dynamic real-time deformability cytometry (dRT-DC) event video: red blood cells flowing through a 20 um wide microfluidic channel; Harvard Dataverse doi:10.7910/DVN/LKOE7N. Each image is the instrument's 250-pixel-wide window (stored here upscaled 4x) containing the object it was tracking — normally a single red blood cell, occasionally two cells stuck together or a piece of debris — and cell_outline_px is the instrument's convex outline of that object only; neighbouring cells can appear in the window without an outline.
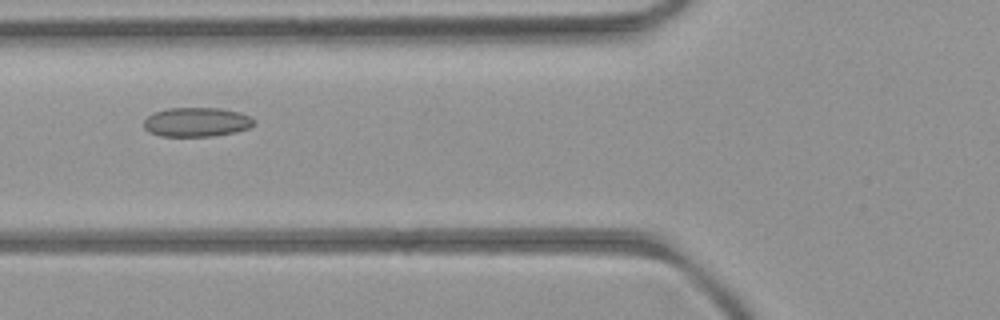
{"species": "common noctule bat (a hibernating species)", "species_latin": "Nyctalus noctula", "temperature_condition": "room temperature", "stored_images_in_passage": 4, "camera_frame_rate_fps": 3000, "um_per_image_px": 0.085, "animal": {"sex": "female", "body_mass_g": 21.9}, "frame": {"image": 1, "passage_image": 4, "time_ms": 3.333, "image_size_px": [1000, 320], "cell_outline_px": [[256, 124], [248, 128], [236, 132], [212, 136], [160, 136], [148, 132], [144, 128], [144, 120], [152, 112], [168, 108], [220, 108], [240, 112], [256, 120]], "centroid_in_image_um": [16.71, 10.37], "position_along_channel_um": 109.1, "area_um2": 18.96}}